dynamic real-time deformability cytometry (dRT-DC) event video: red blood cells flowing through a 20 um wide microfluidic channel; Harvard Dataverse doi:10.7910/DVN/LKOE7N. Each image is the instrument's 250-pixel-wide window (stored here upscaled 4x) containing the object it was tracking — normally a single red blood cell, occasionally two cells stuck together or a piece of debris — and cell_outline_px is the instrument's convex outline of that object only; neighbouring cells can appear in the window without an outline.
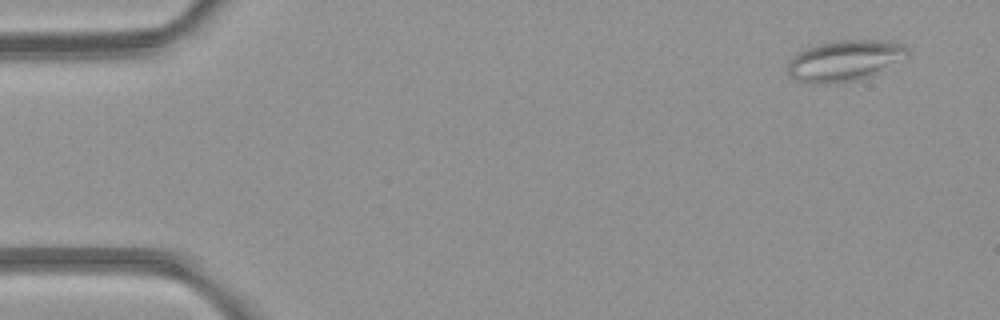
{"species": "common noctule bat (a hibernating species)", "species_latin": "Nyctalus noctula", "temperature_condition": "room temperature", "stored_images_in_passage": 4, "camera_frame_rate_fps": 3000, "um_per_image_px": 0.085, "animal": {"sex": "female", "body_mass_g": 21.9}, "frame": {"image": 1, "passage_image": 1, "time_ms": 0.0, "image_size_px": [1000, 320], "cell_outline_px": [[908, 56], [856, 80], [836, 84], [808, 84], [796, 80], [788, 76], [788, 64], [792, 56], [796, 52], [816, 44], [836, 40], [888, 40], [904, 44], [908, 48]], "centroid_in_image_um": [71.71, 5.14], "position_along_channel_um": 13.3, "area_um2": 28.5}}